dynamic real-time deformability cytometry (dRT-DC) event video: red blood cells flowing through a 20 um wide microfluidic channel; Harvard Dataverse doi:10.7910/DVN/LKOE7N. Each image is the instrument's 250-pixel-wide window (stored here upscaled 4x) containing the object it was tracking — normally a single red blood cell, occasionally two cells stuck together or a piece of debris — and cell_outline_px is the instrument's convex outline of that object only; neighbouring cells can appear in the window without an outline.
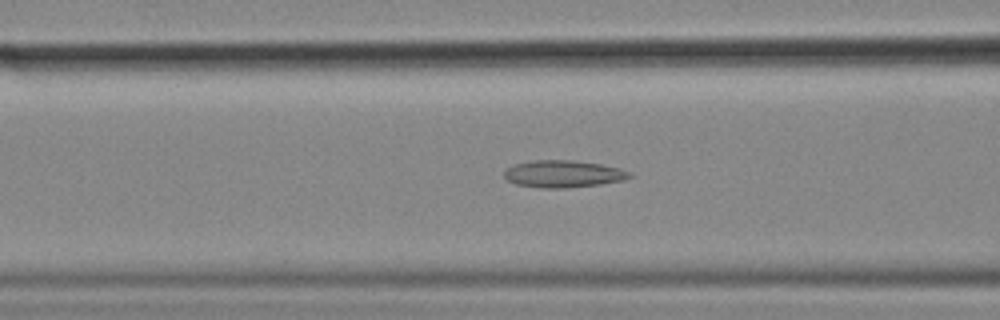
{"species": "common noctule bat (a hibernating species)", "species_latin": "Nyctalus noctula", "temperature_condition": "cold", "stored_images_in_passage": 55, "camera_frame_rate_fps": 3000, "um_per_image_px": 0.085, "animal": {"sex": "female", "body_mass_g": 18.4}, "frame": {"image": 1, "passage_image": 21, "time_ms": 6.667, "image_size_px": [1000, 320], "cell_outline_px": [[632, 176], [624, 180], [600, 184], [568, 188], [540, 188], [516, 184], [508, 180], [504, 176], [504, 172], [508, 168], [516, 164], [536, 160], [576, 160], [600, 164], [620, 168], [632, 172]], "centroid_in_image_um": [47.92, 14.78], "position_along_channel_um": 118.7, "area_um2": 19.83}}
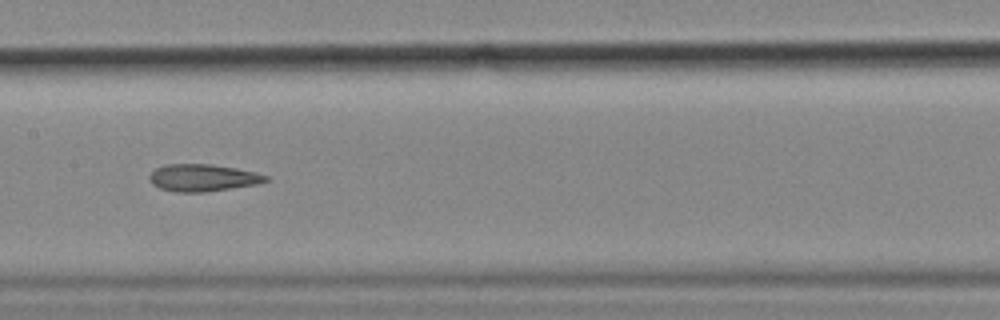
{"frame": {"image": 2, "passage_image": 27, "time_ms": 8.667, "image_size_px": [1000, 320], "cell_outline_px": [[268, 180], [256, 184], [204, 192], [176, 192], [160, 188], [152, 184], [148, 180], [148, 176], [156, 168], [164, 164], [212, 164], [236, 168], [256, 172], [268, 176]], "centroid_in_image_um": [17.2, 15.1], "position_along_channel_um": 190.2, "area_um2": 18.38}}
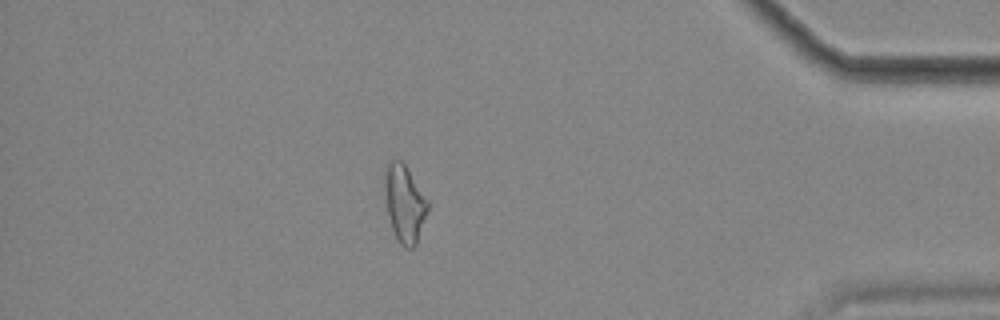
{"frame": {"image": 3, "passage_image": 48, "time_ms": 15.667, "image_size_px": [1000, 320], "cell_outline_px": [[428, 208], [416, 244], [412, 248], [404, 248], [400, 244], [392, 228], [388, 216], [384, 184], [384, 172], [388, 164], [396, 156], [404, 164], [428, 200]], "centroid_in_image_um": [34.37, 17.28], "position_along_channel_um": 400.8, "area_um2": 19.07}, "authors_computed_cell_mechanics": {"area_um2": 19.5942, "velocity_mm_per_s": 3.5715, "shape_relaxation_time_tau1_ms": null, "shape_relaxation_time_tau2_ms": 4.2316, "deformation_change_tau1": null, "deformation_change_tau2": 0.1486}}